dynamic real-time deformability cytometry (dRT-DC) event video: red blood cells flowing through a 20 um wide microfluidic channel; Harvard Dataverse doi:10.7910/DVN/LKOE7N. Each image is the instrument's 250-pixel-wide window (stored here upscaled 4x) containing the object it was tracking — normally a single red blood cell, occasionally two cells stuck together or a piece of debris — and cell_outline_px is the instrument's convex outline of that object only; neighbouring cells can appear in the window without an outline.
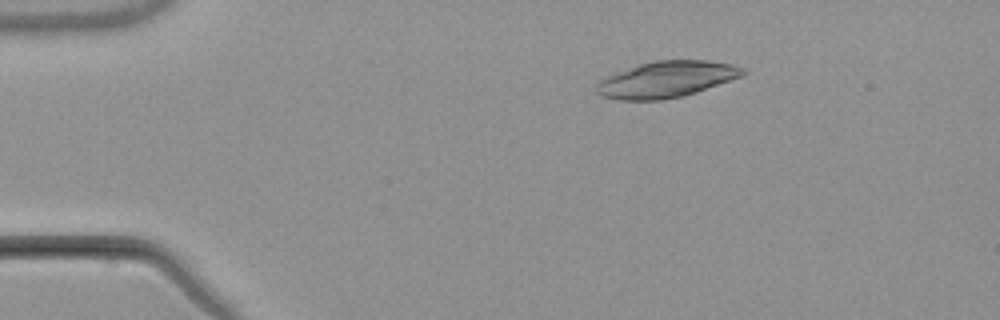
{"species": "common noctule bat (a hibernating species)", "species_latin": "Nyctalus noctula", "temperature_condition": "warm", "stored_images_in_passage": 5, "camera_frame_rate_fps": 3000, "um_per_image_px": 0.085, "animal": {"sex": "male", "body_mass_g": 21.5, "forearm_length_mm": 52.0}, "frame": {"image": 1, "passage_image": 3, "time_ms": 2.667, "image_size_px": [1000, 320], "cell_outline_px": [[748, 72], [740, 76], [696, 92], [684, 96], [660, 100], [620, 100], [600, 96], [596, 92], [596, 84], [600, 80], [616, 72], [640, 64], [656, 60], [708, 60], [732, 64], [744, 68]], "centroid_in_image_um": [56.63, 6.75], "position_along_channel_um": 28.4, "area_um2": 30.75}}